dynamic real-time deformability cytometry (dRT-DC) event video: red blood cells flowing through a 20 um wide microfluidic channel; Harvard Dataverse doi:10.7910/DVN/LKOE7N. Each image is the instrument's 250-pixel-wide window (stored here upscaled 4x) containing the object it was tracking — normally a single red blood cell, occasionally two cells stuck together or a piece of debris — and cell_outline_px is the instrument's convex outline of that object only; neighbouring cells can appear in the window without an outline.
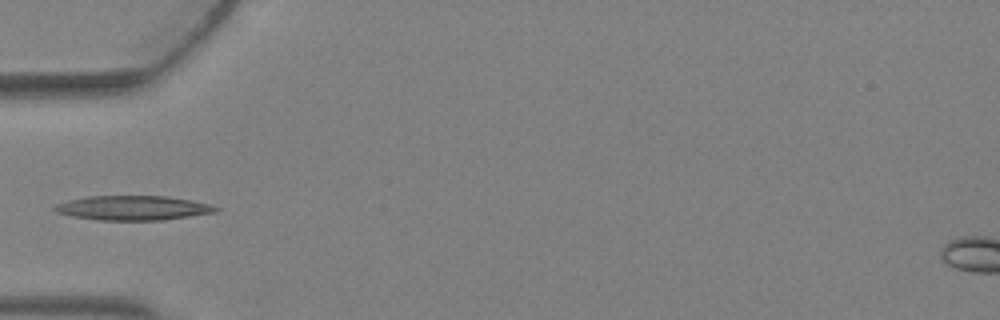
{"species": "Egyptian fruit bat (a non-hibernating species)", "species_latin": "Rousettus aegyptiacus", "temperature_condition": "warm", "stored_images_in_passage": 4, "camera_frame_rate_fps": 3000, "um_per_image_px": 0.085, "animal": {"sex": "female"}, "frame": {"image": 1, "passage_image": 4, "time_ms": 1.0, "image_size_px": [1000, 320], "cell_outline_px": [[220, 208], [216, 212], [160, 220], [96, 220], [72, 216], [56, 212], [52, 208], [56, 204], [68, 200], [88, 196], [168, 196], [192, 200], [212, 204]], "centroid_in_image_um": [11.3, 17.67], "position_along_channel_um": 73.7, "area_um2": 23.0}}